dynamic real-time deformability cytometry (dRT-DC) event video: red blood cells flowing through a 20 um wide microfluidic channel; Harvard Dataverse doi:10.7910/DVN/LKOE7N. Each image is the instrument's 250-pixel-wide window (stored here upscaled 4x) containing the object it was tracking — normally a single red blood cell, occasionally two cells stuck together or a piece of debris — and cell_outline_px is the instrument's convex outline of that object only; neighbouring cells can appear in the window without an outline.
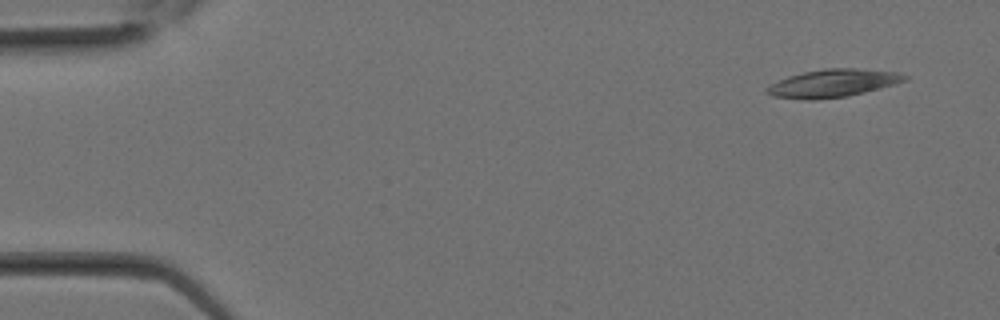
{"species": "Egyptian fruit bat (a non-hibernating species)", "species_latin": "Rousettus aegyptiacus", "temperature_condition": "room temperature", "stored_images_in_passage": 9, "camera_frame_rate_fps": 3000, "um_per_image_px": 0.085, "animal": {"sex": "female"}, "frame": {"image": 1, "passage_image": 1, "time_ms": 0.0, "image_size_px": [1000, 320], "cell_outline_px": [[908, 80], [896, 84], [848, 96], [816, 100], [804, 100], [772, 96], [764, 92], [764, 88], [788, 76], [804, 72], [824, 68], [856, 68], [896, 72], [908, 76]], "centroid_in_image_um": [70.78, 7.08], "position_along_channel_um": 14.2, "area_um2": 22.48}}
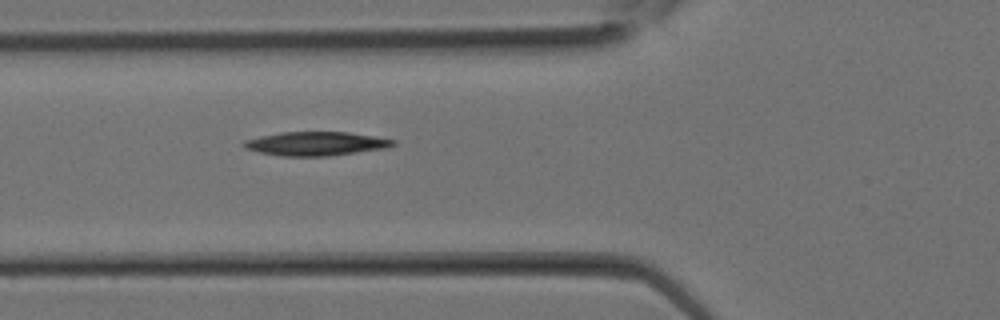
{"frame": {"image": 2, "passage_image": 9, "time_ms": 2.667, "image_size_px": [1000, 320], "cell_outline_px": [[396, 144], [388, 148], [328, 156], [280, 156], [260, 152], [244, 148], [240, 144], [244, 140], [260, 136], [280, 132], [348, 132], [396, 140]], "centroid_in_image_um": [26.83, 12.21], "position_along_channel_um": 99.0, "area_um2": 20.81}}